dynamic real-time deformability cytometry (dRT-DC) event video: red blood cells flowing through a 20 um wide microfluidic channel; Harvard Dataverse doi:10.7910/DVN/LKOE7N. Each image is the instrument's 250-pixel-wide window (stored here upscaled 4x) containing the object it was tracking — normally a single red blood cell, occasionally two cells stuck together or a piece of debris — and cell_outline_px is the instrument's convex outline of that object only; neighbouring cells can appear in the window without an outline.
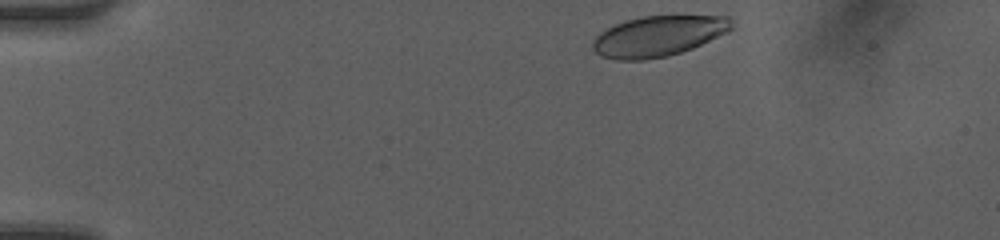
{"species": "human", "species_latin": "Homo sapiens", "temperature_condition": "room temperature", "stored_images_in_passage": 34, "camera_frame_rate_fps": 3000, "um_per_image_px": 0.085, "donor": {"sex": "female"}, "frame": {"image": 1, "passage_image": 1, "time_ms": 0.0, "image_size_px": [1000, 240], "cell_outline_px": [[732, 28], [728, 32], [692, 48], [668, 56], [644, 60], [616, 60], [600, 56], [592, 48], [592, 40], [604, 28], [624, 20], [644, 16], [676, 12], [728, 16], [732, 24]], "centroid_in_image_um": [55.97, 3.01], "position_along_channel_um": 29.0, "area_um2": 34.1}}
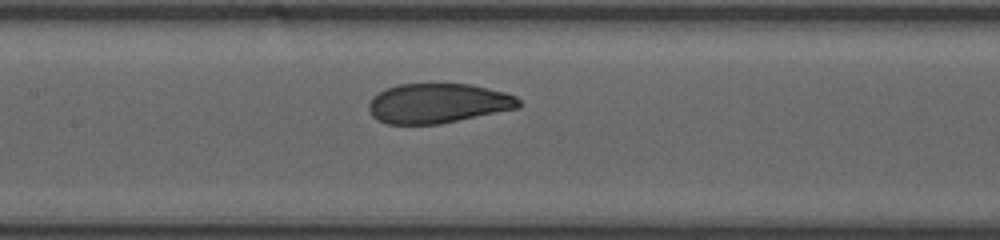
{"frame": {"image": 2, "passage_image": 17, "time_ms": 5.333, "image_size_px": [1000, 240], "cell_outline_px": [[520, 108], [440, 124], [388, 124], [376, 120], [372, 116], [368, 108], [368, 104], [372, 96], [388, 88], [400, 84], [472, 84], [504, 92], [516, 96], [520, 100]], "centroid_in_image_um": [37.23, 8.79], "position_along_channel_um": 170.2, "area_um2": 34.85}}
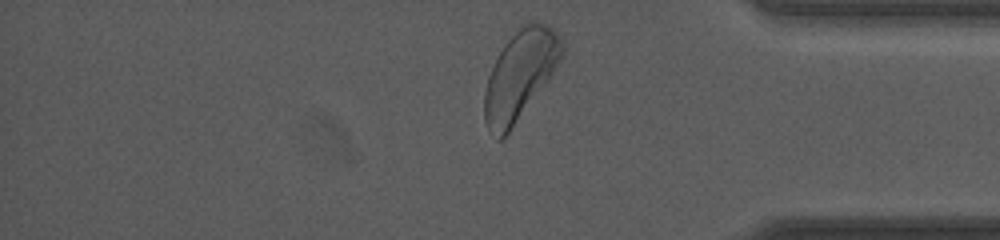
{"frame": {"image": 3, "passage_image": 34, "time_ms": 11.0, "image_size_px": [1000, 240], "cell_outline_px": [[564, 52], [552, 76], [508, 132], [500, 140], [496, 140], [488, 128], [484, 120], [484, 92], [488, 76], [504, 44], [528, 20], [536, 20], [548, 24], [560, 36], [564, 48]], "centroid_in_image_um": [44.22, 6.35], "position_along_channel_um": 391.0, "area_um2": 40.06}, "authors_computed_cell_mechanics": {"area_um2": 35.547, "velocity_mm_per_s": 4.1578, "shape_relaxation_time_tau1_ms": 2.6326, "shape_relaxation_time_tau2_ms": 0.7421, "deformation_change_tau1": 0.1343, "deformation_change_tau2": 0.0574}}